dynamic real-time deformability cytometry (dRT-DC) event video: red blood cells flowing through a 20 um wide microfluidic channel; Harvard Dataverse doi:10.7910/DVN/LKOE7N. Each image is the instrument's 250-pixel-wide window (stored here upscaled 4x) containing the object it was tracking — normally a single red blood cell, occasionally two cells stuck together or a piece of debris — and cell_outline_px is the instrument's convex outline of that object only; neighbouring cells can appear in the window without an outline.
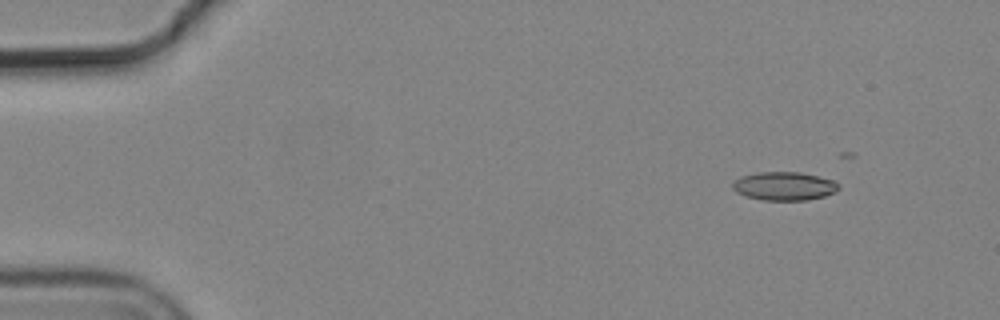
{"species": "common noctule bat (a hibernating species)", "species_latin": "Nyctalus noctula", "temperature_condition": "cold", "stored_images_in_passage": 5, "camera_frame_rate_fps": 3000, "um_per_image_px": 0.085, "animal": {"sex": "male", "body_mass_g": 19.2, "forearm_length_mm": 51.8}, "frame": {"image": 1, "passage_image": 2, "time_ms": 0.333, "image_size_px": [1000, 320], "cell_outline_px": [[840, 188], [836, 192], [824, 196], [808, 200], [760, 200], [736, 192], [732, 188], [732, 184], [740, 176], [756, 172], [800, 172], [832, 180], [840, 184]], "centroid_in_image_um": [66.66, 15.82], "position_along_channel_um": 18.3, "area_um2": 17.63}}